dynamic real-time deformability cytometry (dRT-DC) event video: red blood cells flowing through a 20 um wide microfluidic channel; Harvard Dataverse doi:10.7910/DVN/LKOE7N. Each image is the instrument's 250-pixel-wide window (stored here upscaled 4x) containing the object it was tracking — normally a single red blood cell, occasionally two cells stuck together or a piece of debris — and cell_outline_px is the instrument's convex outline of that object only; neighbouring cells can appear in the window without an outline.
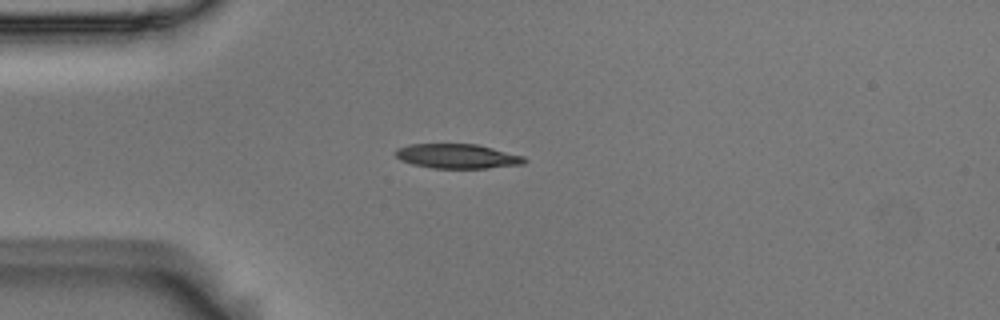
{"species": "Egyptian fruit bat (a non-hibernating species)", "species_latin": "Rousettus aegyptiacus", "temperature_condition": "room temperature", "stored_images_in_passage": 6, "camera_frame_rate_fps": 3000, "um_per_image_px": 0.085, "animal": {"sex": "male"}, "frame": {"image": 1, "passage_image": 3, "time_ms": 0.667, "image_size_px": [1000, 320], "cell_outline_px": [[528, 160], [524, 164], [488, 168], [432, 168], [412, 164], [400, 160], [396, 156], [396, 148], [408, 144], [476, 144], [524, 156]], "centroid_in_image_um": [38.87, 13.28], "position_along_channel_um": 46.1, "area_um2": 18.44}}
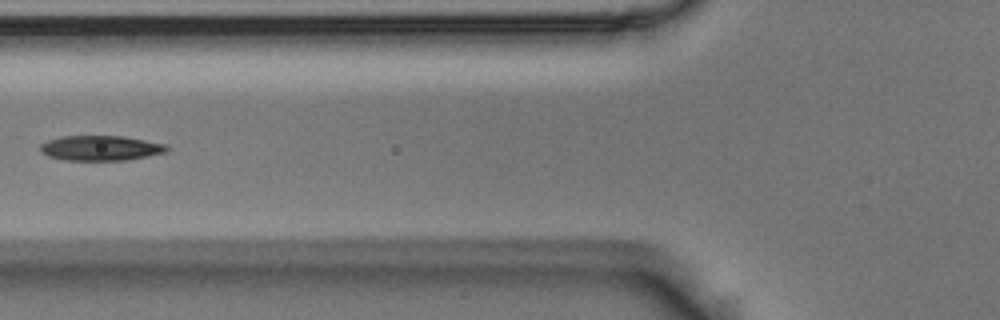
{"frame": {"image": 2, "passage_image": 5, "time_ms": 1.333, "image_size_px": [1000, 320], "cell_outline_px": [[168, 148], [164, 152], [128, 160], [64, 160], [48, 156], [40, 152], [40, 144], [48, 140], [64, 136], [124, 136], [164, 144]], "centroid_in_image_um": [8.49, 12.59], "position_along_channel_um": 117.3, "area_um2": 18.26}}
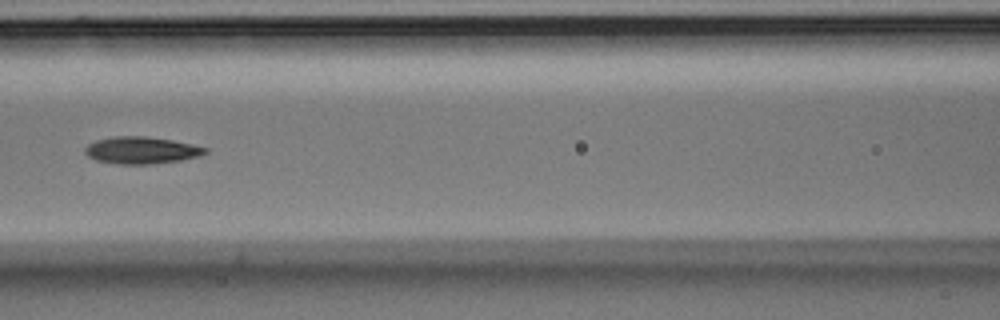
{"frame": {"image": 3, "passage_image": 6, "time_ms": 1.667, "image_size_px": [1000, 320], "cell_outline_px": [[208, 152], [200, 156], [180, 160], [152, 164], [120, 164], [96, 160], [88, 156], [84, 152], [84, 148], [88, 144], [96, 140], [116, 136], [144, 136], [172, 140], [192, 144], [208, 148]], "centroid_in_image_um": [12.03, 12.77], "position_along_channel_um": 154.6, "area_um2": 18.9}}